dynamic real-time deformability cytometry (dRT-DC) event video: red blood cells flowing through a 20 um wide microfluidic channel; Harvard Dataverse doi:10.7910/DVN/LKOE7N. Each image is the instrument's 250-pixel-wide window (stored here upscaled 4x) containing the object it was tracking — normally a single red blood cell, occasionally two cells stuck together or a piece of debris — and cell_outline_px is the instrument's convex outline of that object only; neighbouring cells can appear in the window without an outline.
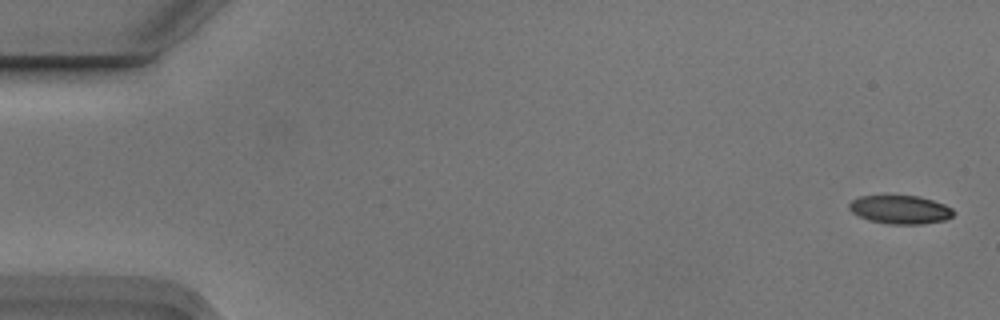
{"species": "Egyptian fruit bat (a non-hibernating species)", "species_latin": "Rousettus aegyptiacus", "temperature_condition": "cold", "stored_images_in_passage": 4, "camera_frame_rate_fps": 3000, "um_per_image_px": 0.085, "animal": {"sex": "male"}, "frame": {"image": 1, "passage_image": 1, "time_ms": 0.0, "image_size_px": [1000, 320], "cell_outline_px": [[956, 212], [952, 216], [944, 220], [920, 224], [892, 224], [868, 220], [852, 212], [848, 208], [848, 204], [852, 200], [860, 196], [920, 196], [944, 204], [952, 208]], "centroid_in_image_um": [76.52, 17.81], "position_along_channel_um": 8.5, "area_um2": 17.22}}